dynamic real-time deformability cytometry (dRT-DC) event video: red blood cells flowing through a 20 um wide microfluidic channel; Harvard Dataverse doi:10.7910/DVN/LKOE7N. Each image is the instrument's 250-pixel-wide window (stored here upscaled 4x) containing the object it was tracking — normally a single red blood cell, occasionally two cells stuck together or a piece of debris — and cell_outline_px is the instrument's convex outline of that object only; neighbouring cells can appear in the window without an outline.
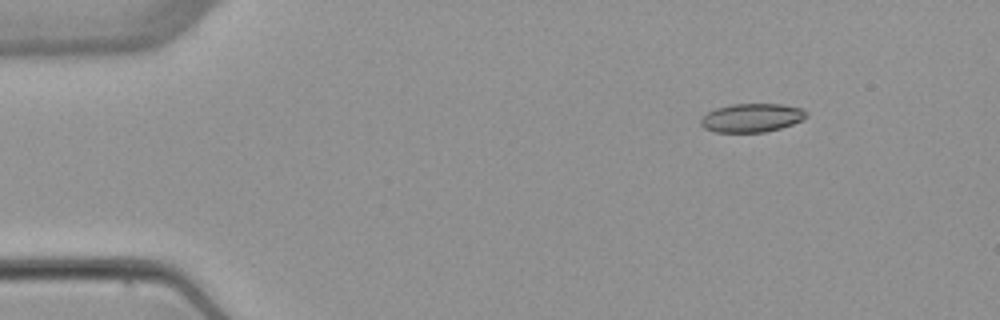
{"species": "common noctule bat (a hibernating species)", "species_latin": "Nyctalus noctula", "temperature_condition": "warm", "stored_images_in_passage": 6, "camera_frame_rate_fps": 3000, "um_per_image_px": 0.085, "animal": {"sex": "female", "body_mass_g": 22.7, "forearm_length_mm": 54.2}, "frame": {"image": 1, "passage_image": 2, "time_ms": 1.333, "image_size_px": [1000, 320], "cell_outline_px": [[808, 116], [804, 120], [780, 128], [764, 132], [712, 132], [704, 128], [700, 124], [700, 120], [708, 112], [716, 108], [732, 104], [784, 104], [804, 108], [808, 112]], "centroid_in_image_um": [63.94, 10.01], "position_along_channel_um": 21.1, "area_um2": 17.8}}
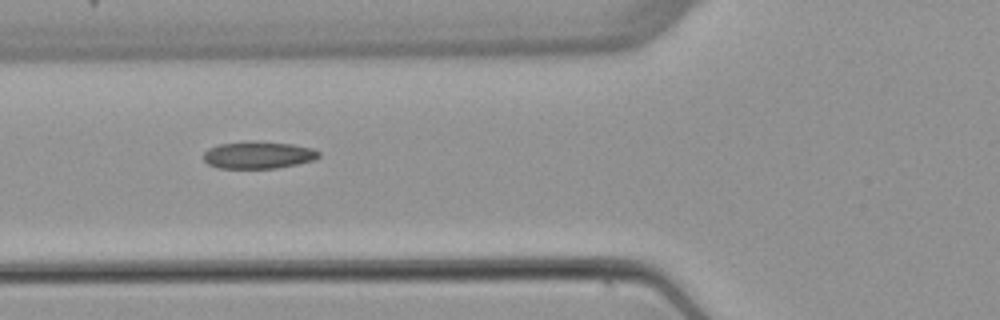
{"frame": {"image": 2, "passage_image": 5, "time_ms": 5.667, "image_size_px": [1000, 320], "cell_outline_px": [[320, 156], [316, 160], [276, 168], [216, 168], [208, 164], [204, 160], [204, 152], [208, 148], [220, 144], [248, 140], [256, 140], [292, 144], [312, 148], [320, 152]], "centroid_in_image_um": [21.95, 13.16], "position_along_channel_um": 103.8, "area_um2": 18.55}}
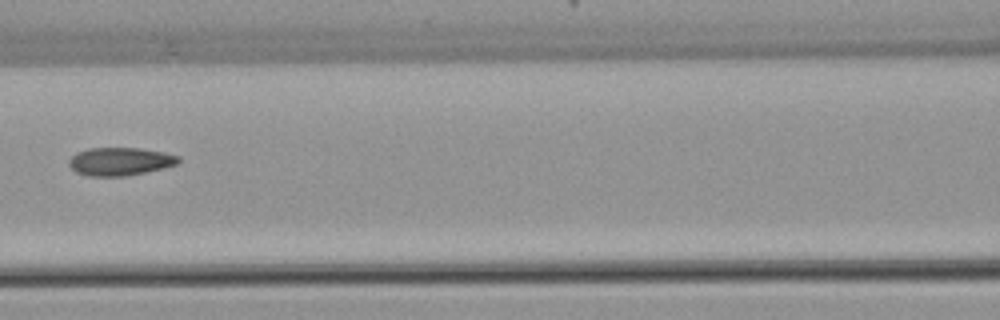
{"frame": {"image": 3, "passage_image": 6, "time_ms": 7.0, "image_size_px": [1000, 320], "cell_outline_px": [[180, 160], [176, 164], [144, 172], [124, 176], [88, 176], [76, 172], [68, 164], [68, 160], [76, 152], [88, 148], [140, 148], [164, 152], [180, 156]], "centroid_in_image_um": [10.17, 13.71], "position_along_channel_um": 156.4, "area_um2": 17.8}}